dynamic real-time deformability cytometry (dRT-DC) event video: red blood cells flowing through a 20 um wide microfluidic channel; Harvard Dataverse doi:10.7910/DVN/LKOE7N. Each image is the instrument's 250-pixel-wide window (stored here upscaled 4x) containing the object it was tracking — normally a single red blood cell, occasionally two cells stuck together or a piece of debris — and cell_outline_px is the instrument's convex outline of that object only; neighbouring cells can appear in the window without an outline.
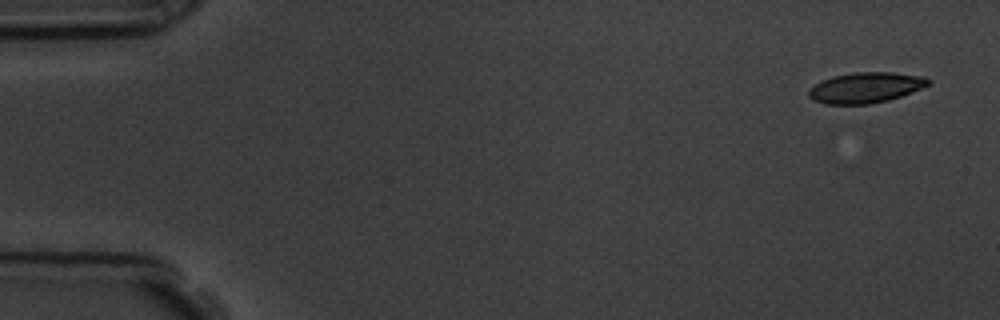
{"species": "common noctule bat (a hibernating species)", "species_latin": "Nyctalus noctula", "temperature_condition": "room temperature", "stored_images_in_passage": 4, "camera_frame_rate_fps": 3000, "um_per_image_px": 0.085, "animal": {"sex": "male", "body_mass_g": 19.5, "forearm_length_mm": 54.6}, "frame": {"image": 1, "passage_image": 1, "time_ms": 0.0, "image_size_px": [1000, 320], "cell_outline_px": [[932, 80], [928, 84], [912, 92], [888, 100], [872, 104], [824, 104], [808, 96], [808, 88], [820, 80], [832, 76], [852, 72], [892, 72], [924, 76]], "centroid_in_image_um": [73.55, 7.44], "position_along_channel_um": 11.5, "area_um2": 21.44}}